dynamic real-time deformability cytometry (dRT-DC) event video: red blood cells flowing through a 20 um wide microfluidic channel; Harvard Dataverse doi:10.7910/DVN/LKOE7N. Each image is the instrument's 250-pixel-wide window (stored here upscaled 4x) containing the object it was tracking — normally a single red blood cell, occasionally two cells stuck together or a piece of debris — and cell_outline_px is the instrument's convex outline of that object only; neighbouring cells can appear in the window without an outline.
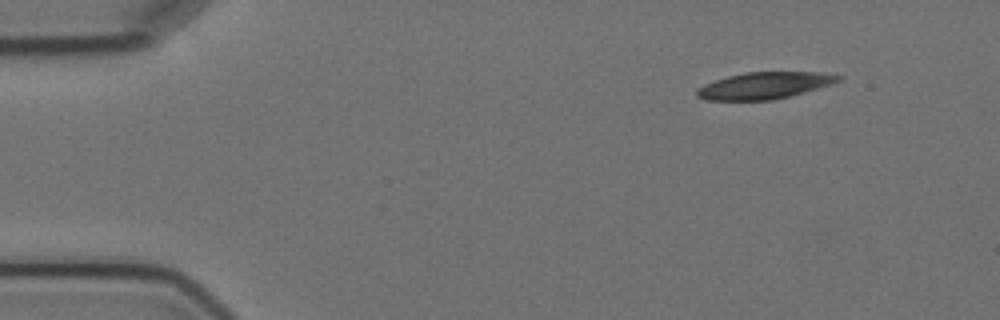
{"species": "Egyptian fruit bat (a non-hibernating species)", "species_latin": "Rousettus aegyptiacus", "temperature_condition": "cold", "stored_images_in_passage": 5, "camera_frame_rate_fps": 3000, "um_per_image_px": 0.085, "animal": {"sex": "female"}, "frame": {"image": 1, "passage_image": 1, "time_ms": 0.0, "image_size_px": [1000, 320], "cell_outline_px": [[844, 76], [840, 80], [832, 84], [804, 92], [772, 100], [704, 100], [696, 96], [696, 88], [704, 84], [728, 76], [744, 72], [820, 72]], "centroid_in_image_um": [64.96, 7.27], "position_along_channel_um": 20.0, "area_um2": 22.02}}
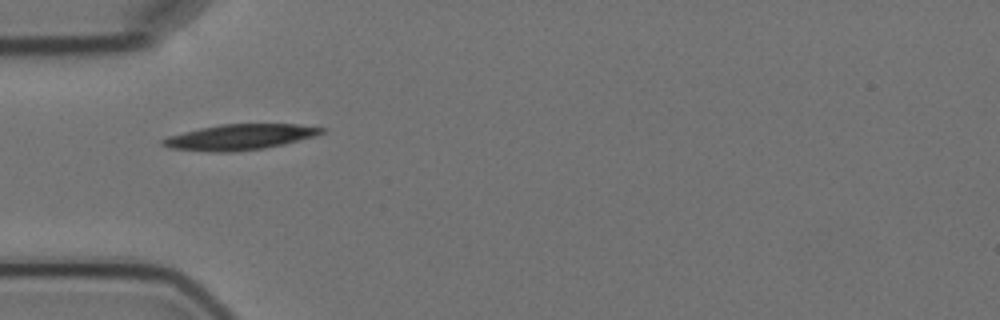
{"frame": {"image": 2, "passage_image": 4, "time_ms": 3.667, "image_size_px": [1000, 320], "cell_outline_px": [[328, 128], [324, 132], [316, 136], [284, 144], [264, 148], [232, 152], [212, 152], [168, 148], [160, 144], [160, 140], [168, 136], [200, 128], [220, 124], [296, 124]], "centroid_in_image_um": [20.39, 11.65], "position_along_channel_um": 64.6, "area_um2": 23.81}}
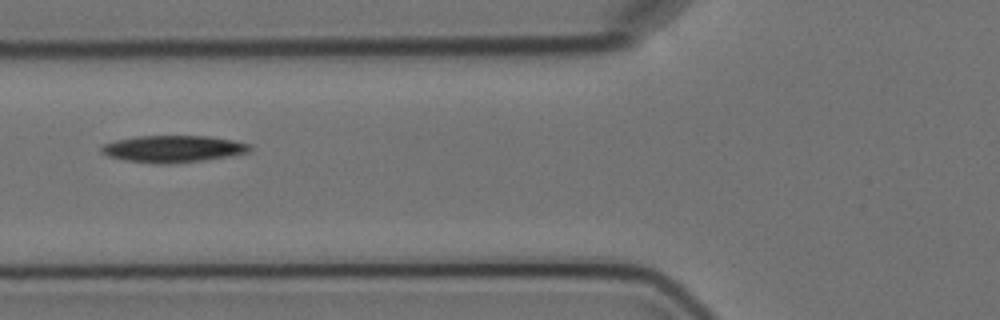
{"frame": {"image": 3, "passage_image": 5, "time_ms": 5.0, "image_size_px": [1000, 320], "cell_outline_px": [[252, 148], [248, 152], [228, 156], [204, 160], [168, 164], [156, 164], [124, 160], [108, 156], [100, 152], [100, 148], [104, 144], [116, 140], [136, 136], [208, 136], [232, 140], [252, 144]], "centroid_in_image_um": [14.7, 12.65], "position_along_channel_um": 111.1, "area_um2": 23.29}}